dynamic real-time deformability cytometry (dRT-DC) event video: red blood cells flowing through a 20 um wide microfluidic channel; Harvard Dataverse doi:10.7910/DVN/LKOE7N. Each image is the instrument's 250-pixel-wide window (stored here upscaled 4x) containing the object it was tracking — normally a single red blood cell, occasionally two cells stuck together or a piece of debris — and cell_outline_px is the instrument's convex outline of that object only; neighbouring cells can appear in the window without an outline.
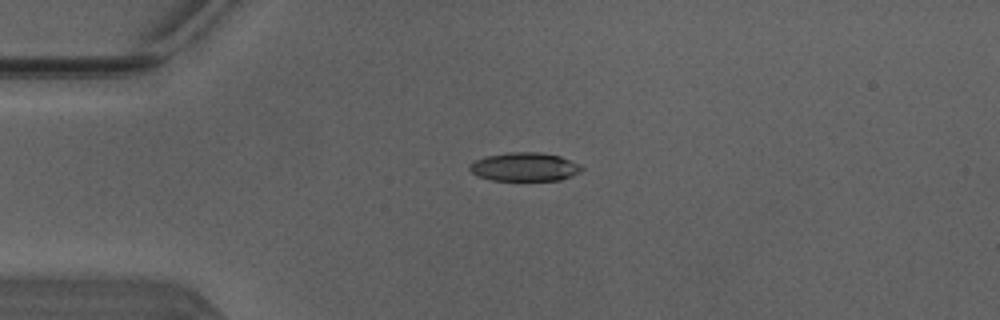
{"species": "Egyptian fruit bat (a non-hibernating species)", "species_latin": "Rousettus aegyptiacus", "temperature_condition": "warm", "stored_images_in_passage": 39, "camera_frame_rate_fps": 3000, "um_per_image_px": 0.085, "animal": {"sex": "male"}, "frame": {"image": 1, "passage_image": 1, "time_ms": 0.0, "image_size_px": [1000, 320], "cell_outline_px": [[584, 168], [580, 172], [572, 176], [560, 180], [492, 180], [476, 176], [468, 168], [468, 164], [484, 156], [508, 152], [540, 152], [560, 156], [580, 164]], "centroid_in_image_um": [44.58, 14.18], "position_along_channel_um": 40.4, "area_um2": 18.84}}
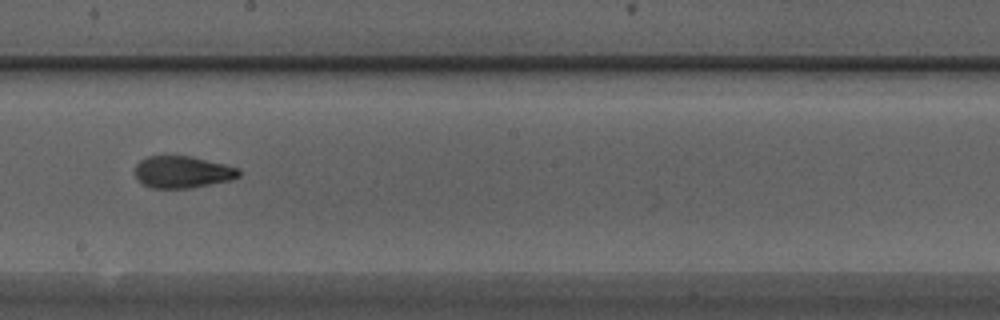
{"frame": {"image": 2, "passage_image": 17, "time_ms": 5.333, "image_size_px": [1000, 320], "cell_outline_px": [[240, 176], [232, 180], [192, 188], [152, 188], [144, 184], [136, 176], [136, 164], [140, 160], [148, 156], [192, 156], [240, 168]], "centroid_in_image_um": [15.55, 14.62], "position_along_channel_um": 232.6, "area_um2": 19.36}}
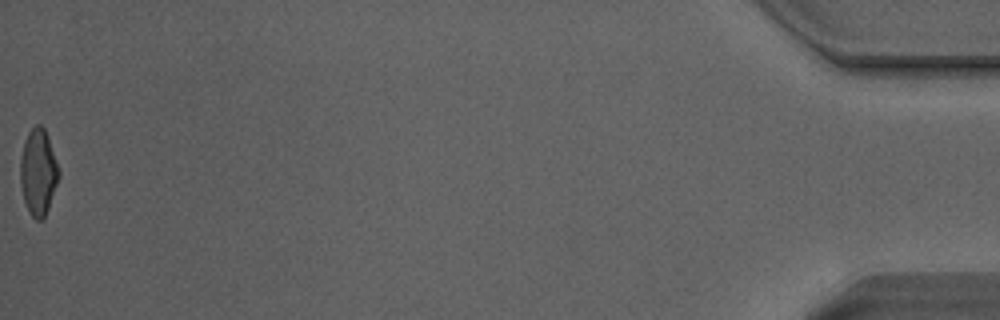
{"frame": {"image": 3, "passage_image": 39, "time_ms": 12.667, "image_size_px": [1000, 320], "cell_outline_px": [[60, 176], [48, 208], [44, 216], [40, 220], [36, 220], [32, 216], [24, 200], [20, 184], [20, 160], [24, 140], [28, 132], [36, 124], [40, 124], [44, 128], [48, 136], [60, 172]], "centroid_in_image_um": [3.25, 14.6], "position_along_channel_um": 432.0, "area_um2": 19.25}, "authors_computed_cell_mechanics": {"area_um2": 19.363, "velocity_mm_per_s": 4.1424, "shape_relaxation_time_tau1_ms": 4.7098, "shape_relaxation_time_tau2_ms": 1.5252, "deformation_change_tau1": 0.2154, "deformation_change_tau2": 0.0865}}